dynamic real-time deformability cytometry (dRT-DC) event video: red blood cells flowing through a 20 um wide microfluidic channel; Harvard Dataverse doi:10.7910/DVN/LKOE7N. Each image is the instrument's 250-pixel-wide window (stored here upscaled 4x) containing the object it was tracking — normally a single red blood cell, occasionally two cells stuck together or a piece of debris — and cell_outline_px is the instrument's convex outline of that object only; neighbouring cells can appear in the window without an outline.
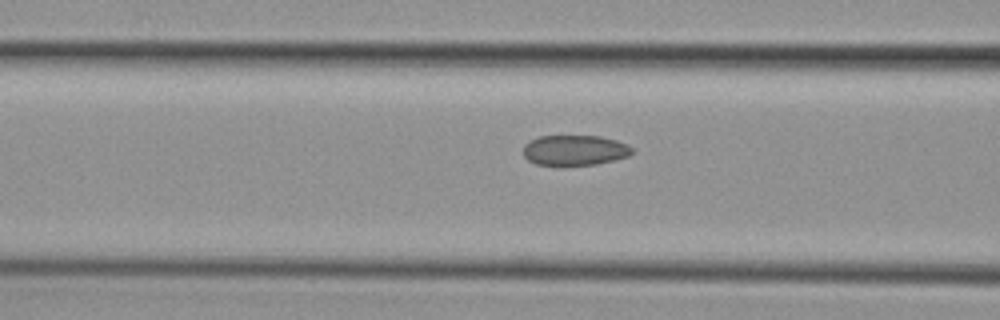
{"species": "common noctule bat (a hibernating species)", "species_latin": "Nyctalus noctula", "temperature_condition": "cold", "stored_images_in_passage": 3, "camera_frame_rate_fps": 3000, "um_per_image_px": 0.085, "animal": {"sex": "female", "body_mass_g": 29.2, "forearm_length_mm": 56.3}, "frame": {"image": 1, "passage_image": 3, "time_ms": 3.0, "image_size_px": [1000, 320], "cell_outline_px": [[632, 152], [628, 156], [596, 164], [560, 168], [536, 164], [528, 160], [524, 156], [524, 144], [528, 140], [540, 136], [600, 136], [616, 140], [628, 144], [632, 148]], "centroid_in_image_um": [48.8, 12.8], "position_along_channel_um": 117.8, "area_um2": 19.83}}